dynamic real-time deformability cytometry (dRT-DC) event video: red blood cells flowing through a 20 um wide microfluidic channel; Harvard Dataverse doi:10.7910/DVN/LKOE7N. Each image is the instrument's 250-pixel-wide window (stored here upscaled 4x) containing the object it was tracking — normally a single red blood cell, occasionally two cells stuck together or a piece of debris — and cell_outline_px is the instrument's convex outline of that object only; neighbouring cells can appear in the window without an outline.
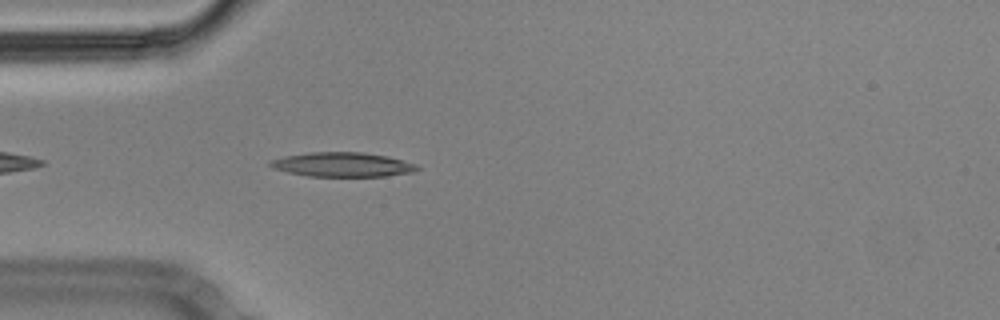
{"species": "Egyptian fruit bat (a non-hibernating species)", "species_latin": "Rousettus aegyptiacus", "temperature_condition": "cold", "stored_images_in_passage": 8, "camera_frame_rate_fps": 3000, "um_per_image_px": 0.085, "animal": {"sex": "male"}, "frame": {"image": 1, "passage_image": 4, "time_ms": 1.0, "image_size_px": [1000, 320], "cell_outline_px": [[420, 168], [416, 172], [384, 176], [308, 176], [288, 172], [272, 168], [268, 164], [268, 160], [284, 156], [308, 152], [364, 152], [388, 156], [420, 164]], "centroid_in_image_um": [29.15, 13.98], "position_along_channel_um": 55.9, "area_um2": 21.21}}